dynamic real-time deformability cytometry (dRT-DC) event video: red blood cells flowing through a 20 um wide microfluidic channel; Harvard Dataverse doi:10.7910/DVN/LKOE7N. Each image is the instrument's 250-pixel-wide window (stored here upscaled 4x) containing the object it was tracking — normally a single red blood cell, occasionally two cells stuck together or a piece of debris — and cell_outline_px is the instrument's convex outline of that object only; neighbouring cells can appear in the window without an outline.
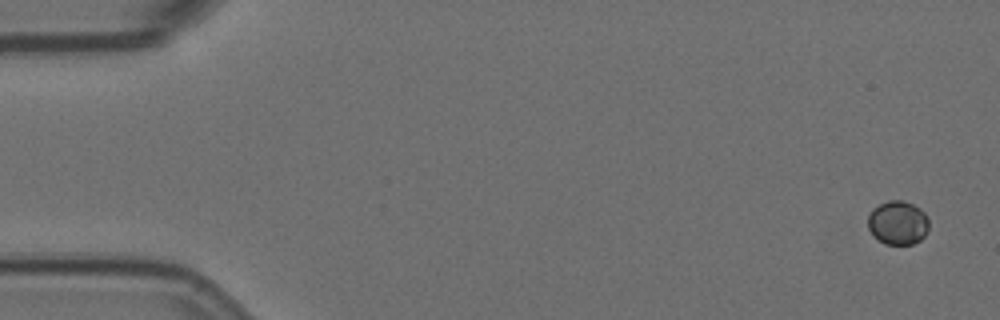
{"species": "Egyptian fruit bat (a non-hibernating species)", "species_latin": "Rousettus aegyptiacus", "temperature_condition": "room temperature", "stored_images_in_passage": 5, "camera_frame_rate_fps": 3000, "um_per_image_px": 0.085, "animal": {"sex": "female"}, "frame": {"image": 1, "passage_image": 1, "time_ms": 0.0, "image_size_px": [1000, 320], "cell_outline_px": [[928, 228], [924, 236], [920, 240], [912, 244], [884, 244], [868, 228], [868, 216], [872, 208], [888, 200], [904, 200], [920, 208], [924, 212], [928, 220]], "centroid_in_image_um": [76.32, 18.91], "position_along_channel_um": 8.7, "area_um2": 15.49}}
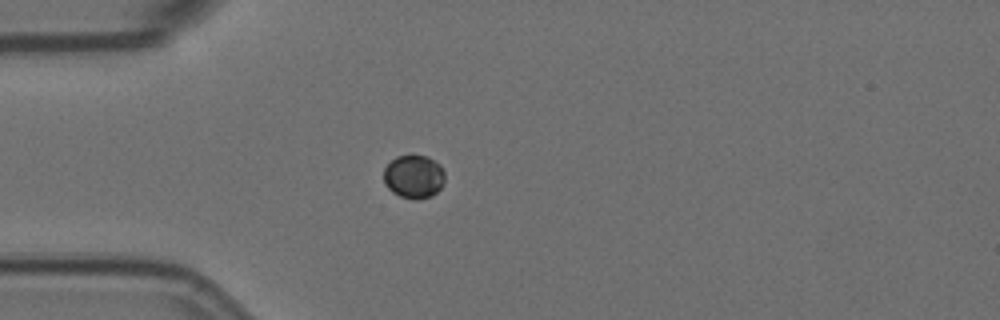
{"frame": {"image": 2, "passage_image": 5, "time_ms": 1.333, "image_size_px": [1000, 320], "cell_outline_px": [[444, 184], [432, 196], [416, 200], [400, 196], [392, 192], [388, 188], [384, 180], [384, 168], [396, 156], [412, 152], [428, 156], [440, 164], [444, 172]], "centroid_in_image_um": [35.18, 14.96], "position_along_channel_um": 49.8, "area_um2": 15.9}}